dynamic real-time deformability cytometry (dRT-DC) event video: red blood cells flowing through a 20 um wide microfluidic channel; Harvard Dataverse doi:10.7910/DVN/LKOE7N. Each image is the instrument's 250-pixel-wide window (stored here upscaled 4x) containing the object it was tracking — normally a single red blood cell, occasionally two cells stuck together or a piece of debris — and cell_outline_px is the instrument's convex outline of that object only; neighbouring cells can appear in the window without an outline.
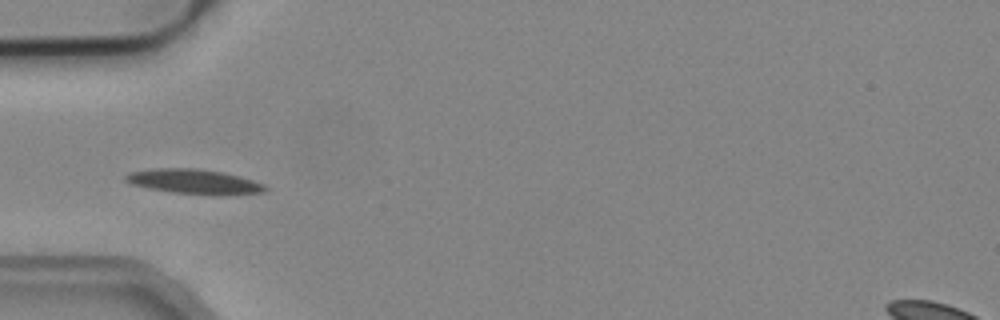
{"species": "common noctule bat (a hibernating species)", "species_latin": "Nyctalus noctula", "temperature_condition": "cold", "stored_images_in_passage": 5, "camera_frame_rate_fps": 3000, "um_per_image_px": 0.085, "animal": {"sex": "male", "body_mass_g": 19.2, "forearm_length_mm": 51.8}, "frame": {"image": 1, "passage_image": 5, "time_ms": 1.333, "image_size_px": [1000, 320], "cell_outline_px": [[268, 188], [264, 192], [216, 196], [172, 192], [148, 188], [132, 184], [124, 180], [124, 176], [132, 172], [152, 168], [196, 168], [224, 172], [240, 176], [264, 184]], "centroid_in_image_um": [16.53, 15.44], "position_along_channel_um": 68.5, "area_um2": 20.29}}